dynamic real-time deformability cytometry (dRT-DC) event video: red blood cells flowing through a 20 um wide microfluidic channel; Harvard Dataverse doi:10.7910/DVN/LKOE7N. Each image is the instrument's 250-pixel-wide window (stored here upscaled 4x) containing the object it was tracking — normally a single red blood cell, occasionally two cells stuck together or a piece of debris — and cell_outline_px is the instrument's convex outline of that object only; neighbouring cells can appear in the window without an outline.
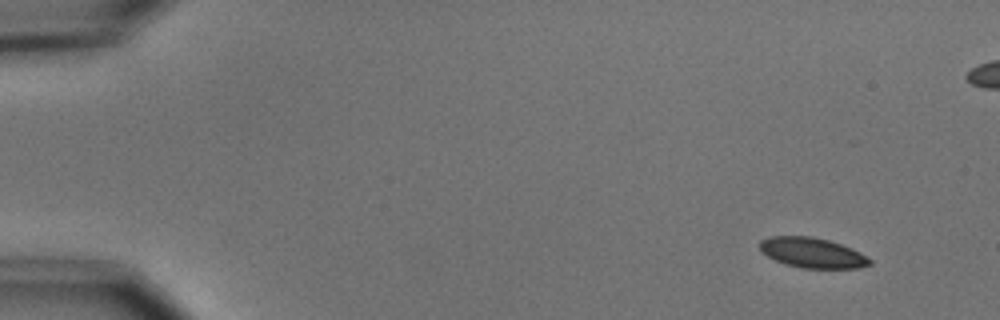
{"species": "common noctule bat (a hibernating species)", "species_latin": "Nyctalus noctula", "temperature_condition": "cold", "stored_images_in_passage": 10, "camera_frame_rate_fps": 3000, "um_per_image_px": 0.085, "animal": {"sex": "male", "body_mass_g": 15.6}, "frame": {"image": 1, "passage_image": 1, "time_ms": 0.0, "image_size_px": [1000, 320], "cell_outline_px": [[872, 264], [856, 268], [800, 268], [784, 264], [760, 252], [760, 240], [768, 236], [812, 236], [828, 240], [852, 248], [860, 252], [872, 260]], "centroid_in_image_um": [69.03, 21.48], "position_along_channel_um": 16.0, "area_um2": 19.42}}
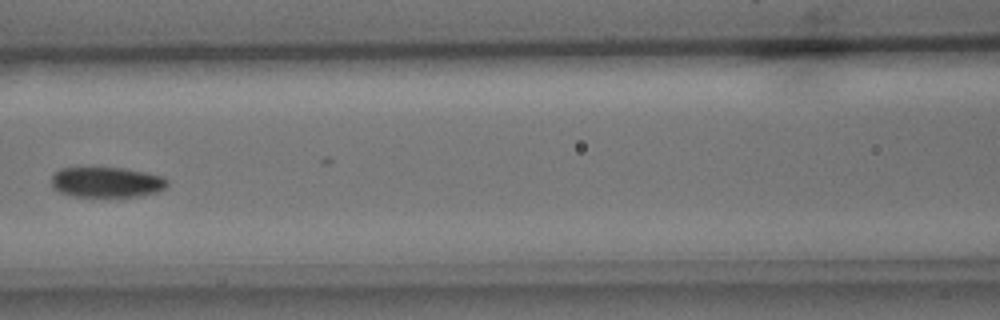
{"frame": {"image": 2, "passage_image": 7, "time_ms": 7.0, "image_size_px": [1000, 320], "cell_outline_px": [[168, 184], [164, 188], [156, 192], [140, 196], [72, 196], [60, 192], [52, 188], [52, 176], [60, 168], [80, 164], [124, 168], [164, 176], [168, 180]], "centroid_in_image_um": [9.0, 15.43], "position_along_channel_um": 157.6, "area_um2": 21.33}}
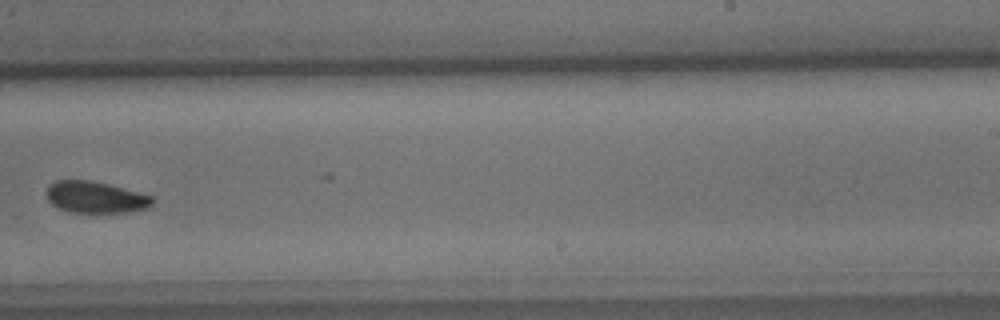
{"frame": {"image": 3, "passage_image": 10, "time_ms": 10.333, "image_size_px": [1000, 320], "cell_outline_px": [[156, 200], [148, 208], [128, 212], [92, 216], [68, 212], [56, 208], [48, 200], [48, 184], [56, 180], [88, 180], [108, 184], [152, 196]], "centroid_in_image_um": [8.11, 16.83], "position_along_channel_um": 280.9, "area_um2": 20.35}}